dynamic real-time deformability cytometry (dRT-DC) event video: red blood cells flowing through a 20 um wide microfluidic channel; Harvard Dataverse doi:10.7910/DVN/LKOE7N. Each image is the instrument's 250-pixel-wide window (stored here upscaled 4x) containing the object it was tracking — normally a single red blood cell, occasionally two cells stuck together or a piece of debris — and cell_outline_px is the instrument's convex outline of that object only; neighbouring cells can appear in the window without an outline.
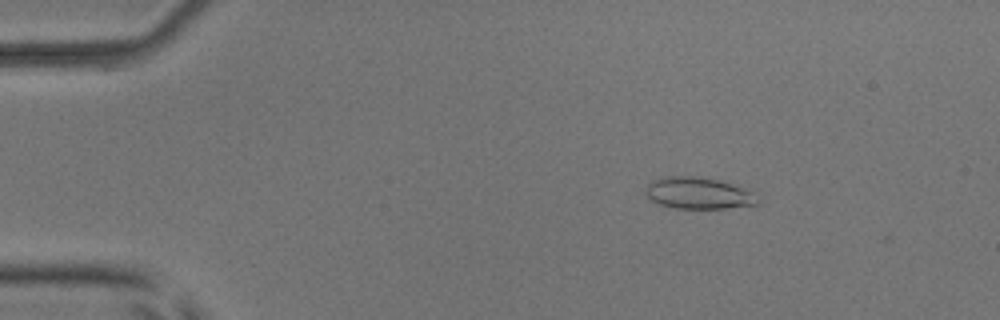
{"species": "common noctule bat (a hibernating species)", "species_latin": "Nyctalus noctula", "temperature_condition": "room temperature", "stored_images_in_passage": 53, "camera_frame_rate_fps": 3000, "um_per_image_px": 0.085, "animal": {"sex": "male", "body_mass_g": 17.9, "forearm_length_mm": 54.2}, "frame": {"image": 1, "passage_image": 9, "time_ms": 2.667, "image_size_px": [1000, 320], "cell_outline_px": [[760, 204], [724, 208], [676, 208], [660, 204], [652, 200], [644, 192], [644, 188], [652, 180], [664, 176], [700, 176], [720, 180], [756, 192], [760, 200]], "centroid_in_image_um": [59.4, 16.4], "position_along_channel_um": 25.6, "area_um2": 20.92}}
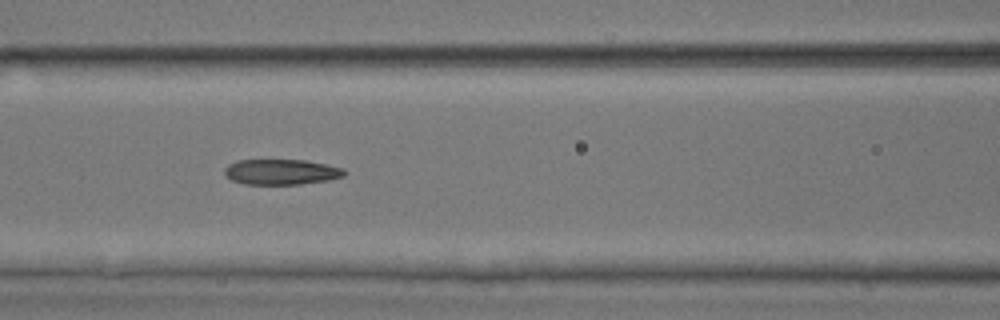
{"frame": {"image": 2, "passage_image": 24, "time_ms": 7.667, "image_size_px": [1000, 320], "cell_outline_px": [[348, 172], [344, 176], [328, 180], [300, 184], [244, 184], [232, 180], [224, 176], [224, 168], [228, 164], [236, 160], [304, 160], [344, 168]], "centroid_in_image_um": [23.89, 14.61], "position_along_channel_um": 142.7, "area_um2": 17.86}}
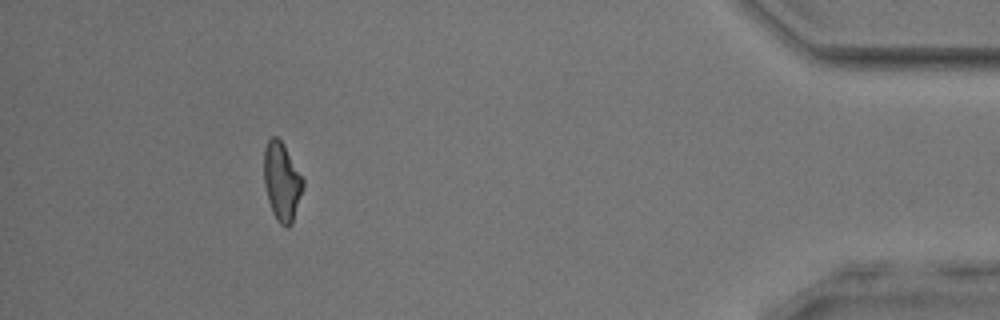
{"frame": {"image": 3, "passage_image": 49, "time_ms": 16.0, "image_size_px": [1000, 320], "cell_outline_px": [[304, 184], [292, 224], [288, 228], [284, 228], [276, 220], [272, 212], [268, 200], [264, 184], [264, 148], [268, 140], [272, 136], [276, 136], [284, 144], [304, 180]], "centroid_in_image_um": [23.95, 15.45], "position_along_channel_um": 411.3, "area_um2": 17.92}, "authors_computed_cell_mechanics": {"area_um2": 18.7272, "velocity_mm_per_s": 3.8977, "shape_relaxation_time_tau1_ms": 5.3075, "shape_relaxation_time_tau2_ms": 2.6617, "deformation_change_tau1": 0.1734, "deformation_change_tau2": 0.118}}